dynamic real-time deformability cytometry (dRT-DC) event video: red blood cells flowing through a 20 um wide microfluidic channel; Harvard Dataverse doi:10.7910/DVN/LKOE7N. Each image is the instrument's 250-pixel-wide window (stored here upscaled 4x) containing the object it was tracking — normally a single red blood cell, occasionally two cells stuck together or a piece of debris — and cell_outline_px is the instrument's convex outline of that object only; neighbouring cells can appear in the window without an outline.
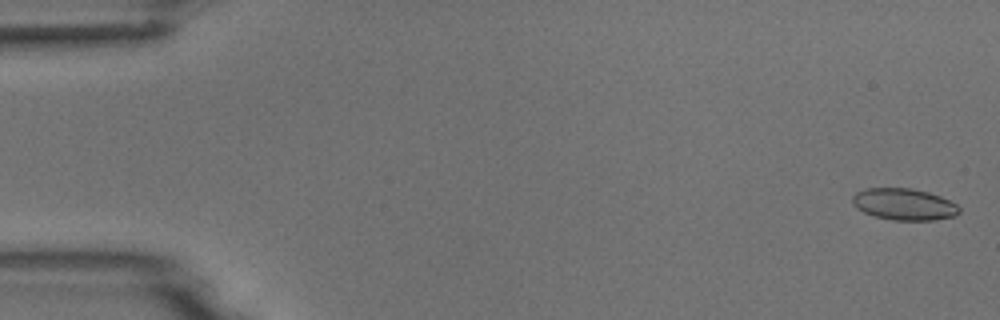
{"species": "common noctule bat (a hibernating species)", "species_latin": "Nyctalus noctula", "temperature_condition": "room temperature", "stored_images_in_passage": 4, "camera_frame_rate_fps": 3000, "um_per_image_px": 0.085, "animal": {"sex": "male", "body_mass_g": 18.8}, "frame": {"image": 1, "passage_image": 1, "time_ms": 0.0, "image_size_px": [1000, 320], "cell_outline_px": [[960, 212], [956, 216], [932, 220], [892, 220], [876, 216], [864, 212], [856, 208], [852, 204], [852, 196], [856, 192], [864, 188], [912, 188], [928, 192], [940, 196], [956, 204], [960, 208]], "centroid_in_image_um": [76.83, 17.36], "position_along_channel_um": 8.2, "area_um2": 19.77}}